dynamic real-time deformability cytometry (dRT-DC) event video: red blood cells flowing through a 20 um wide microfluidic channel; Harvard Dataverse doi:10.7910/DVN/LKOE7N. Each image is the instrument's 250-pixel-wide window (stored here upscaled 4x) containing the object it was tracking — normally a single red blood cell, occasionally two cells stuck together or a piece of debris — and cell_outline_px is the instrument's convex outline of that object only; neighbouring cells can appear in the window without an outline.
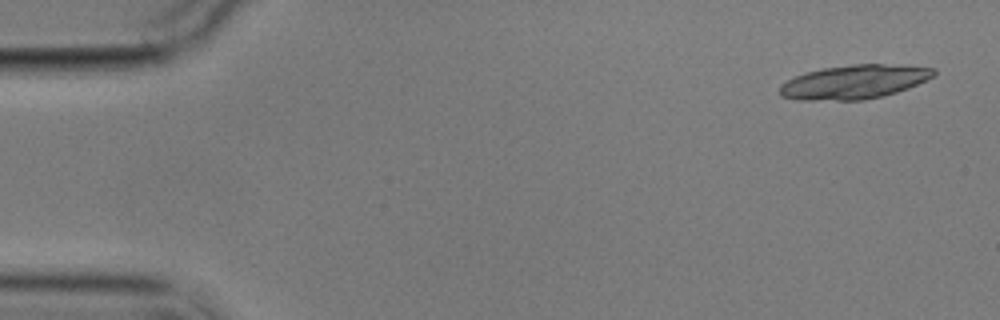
{"species": "common noctule bat (a hibernating species)", "species_latin": "Nyctalus noctula", "temperature_condition": "cold", "stored_images_in_passage": 6, "camera_frame_rate_fps": 3000, "um_per_image_px": 0.085, "animal": {"sex": "male", "body_mass_g": 17.9}, "frame": {"image": 1, "passage_image": 1, "time_ms": 0.0, "image_size_px": [1000, 320], "cell_outline_px": [[936, 72], [932, 76], [908, 88], [884, 96], [864, 100], [800, 100], [780, 96], [780, 84], [796, 76], [808, 72], [824, 68], [852, 64], [908, 64], [936, 68]], "centroid_in_image_um": [72.64, 6.95], "position_along_channel_um": 12.4, "area_um2": 30.52}}
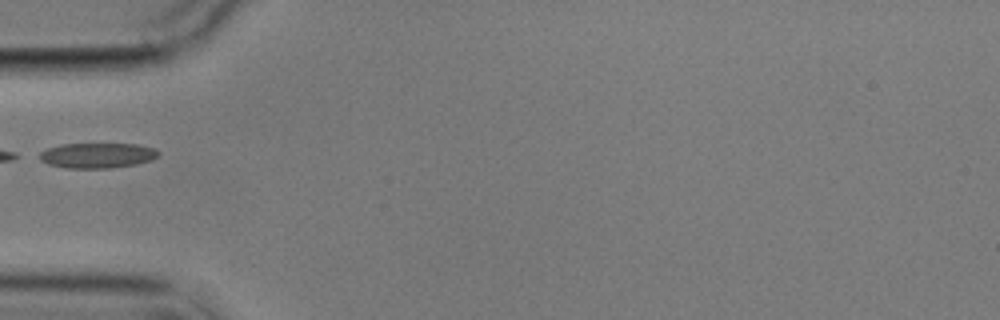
{"frame": {"image": 2, "passage_image": 5, "time_ms": 5.333, "image_size_px": [1000, 320], "cell_outline_px": [[160, 152], [152, 160], [136, 164], [112, 168], [64, 168], [48, 164], [32, 156], [48, 148], [60, 144], [136, 144], [156, 148]], "centroid_in_image_um": [8.21, 13.21], "position_along_channel_um": 76.8, "area_um2": 17.74}}
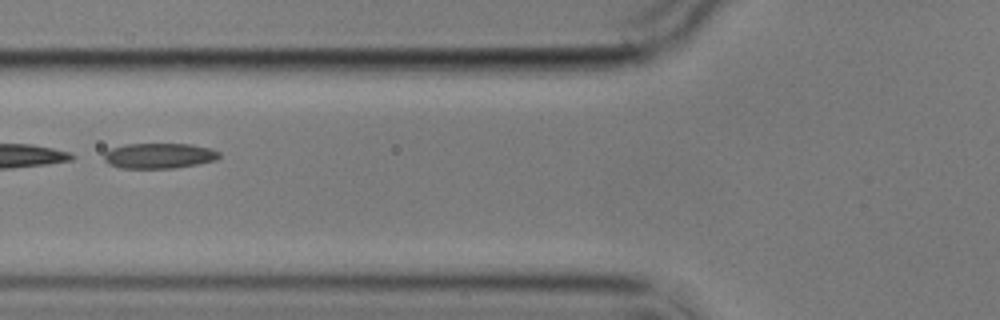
{"frame": {"image": 3, "passage_image": 6, "time_ms": 6.333, "image_size_px": [1000, 320], "cell_outline_px": [[220, 156], [216, 160], [176, 168], [120, 168], [108, 164], [104, 160], [104, 152], [112, 148], [124, 144], [192, 144], [212, 148], [220, 152]], "centroid_in_image_um": [13.53, 13.23], "position_along_channel_um": 112.3, "area_um2": 17.17}}